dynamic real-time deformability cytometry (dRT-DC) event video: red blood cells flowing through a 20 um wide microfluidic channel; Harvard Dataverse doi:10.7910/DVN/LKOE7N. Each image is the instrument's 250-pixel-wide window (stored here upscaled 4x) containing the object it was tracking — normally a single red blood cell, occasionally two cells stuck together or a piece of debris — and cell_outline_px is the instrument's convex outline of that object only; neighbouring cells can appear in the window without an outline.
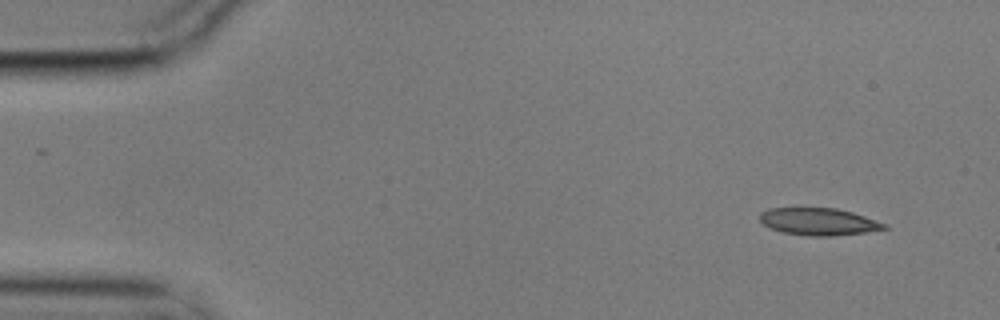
{"species": "common noctule bat (a hibernating species)", "species_latin": "Nyctalus noctula", "temperature_condition": "cold", "stored_images_in_passage": 4, "camera_frame_rate_fps": 3000, "um_per_image_px": 0.085, "animal": {"sex": "male", "body_mass_g": 17.9}, "frame": {"image": 1, "passage_image": 1, "time_ms": 0.0, "image_size_px": [1000, 320], "cell_outline_px": [[888, 228], [864, 232], [832, 236], [808, 236], [780, 232], [764, 224], [760, 220], [760, 212], [768, 208], [836, 208], [852, 212], [888, 224]], "centroid_in_image_um": [69.58, 18.84], "position_along_channel_um": 15.4, "area_um2": 19.71}}
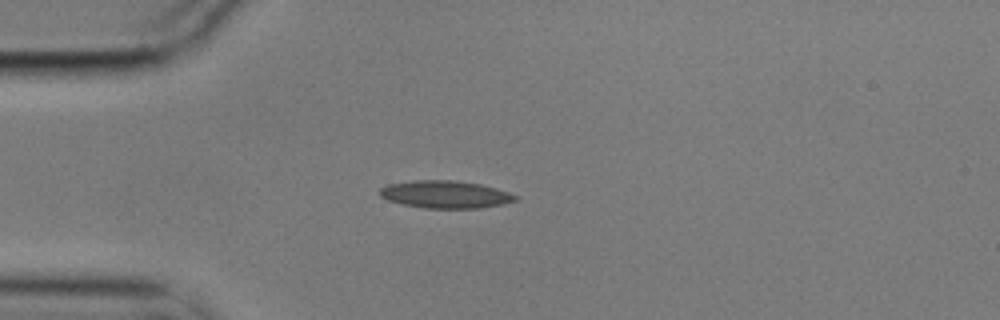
{"frame": {"image": 2, "passage_image": 4, "time_ms": 1.0, "image_size_px": [1000, 320], "cell_outline_px": [[520, 196], [516, 200], [500, 204], [480, 208], [424, 208], [404, 204], [388, 200], [380, 196], [380, 188], [388, 184], [412, 180], [452, 180], [480, 184], [496, 188]], "centroid_in_image_um": [37.85, 16.52], "position_along_channel_um": 47.2, "area_um2": 21.62}}